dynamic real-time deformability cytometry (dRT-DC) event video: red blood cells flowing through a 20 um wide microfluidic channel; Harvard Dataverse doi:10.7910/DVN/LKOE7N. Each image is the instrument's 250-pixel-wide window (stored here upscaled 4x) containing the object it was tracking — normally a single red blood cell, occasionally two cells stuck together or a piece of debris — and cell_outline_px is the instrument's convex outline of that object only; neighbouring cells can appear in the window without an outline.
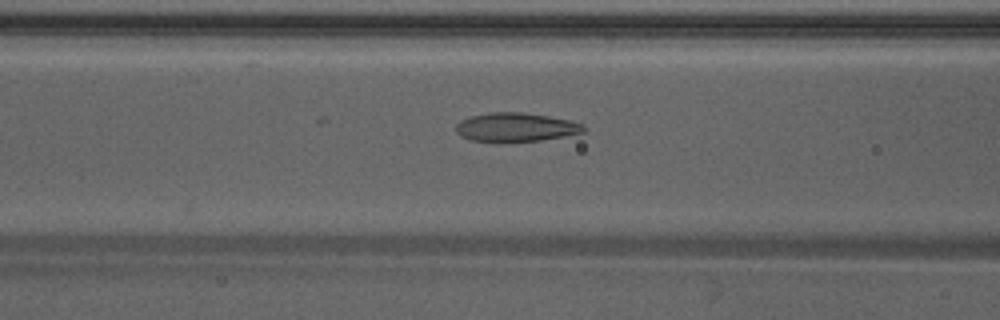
{"species": "Egyptian fruit bat (a non-hibernating species)", "species_latin": "Rousettus aegyptiacus", "temperature_condition": "warm", "stored_images_in_passage": 29, "camera_frame_rate_fps": 3000, "um_per_image_px": 0.085, "animal": {"sex": "male"}, "frame": {"image": 1, "passage_image": 9, "time_ms": 2.667, "image_size_px": [1000, 320], "cell_outline_px": [[584, 132], [564, 136], [540, 140], [472, 140], [460, 136], [456, 132], [456, 124], [460, 120], [472, 116], [492, 112], [520, 112], [548, 116], [572, 120], [584, 124]], "centroid_in_image_um": [43.86, 10.78], "position_along_channel_um": 122.7, "area_um2": 20.92}}
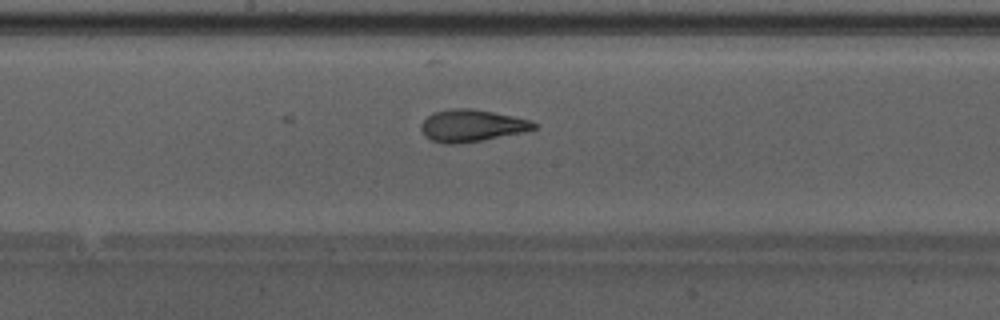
{"frame": {"image": 2, "passage_image": 15, "time_ms": 4.667, "image_size_px": [1000, 320], "cell_outline_px": [[536, 128], [524, 132], [480, 140], [456, 144], [444, 144], [432, 140], [420, 128], [420, 124], [432, 112], [448, 108], [472, 108], [532, 120], [536, 124]], "centroid_in_image_um": [40.09, 10.66], "position_along_channel_um": 208.1, "area_um2": 20.92}}
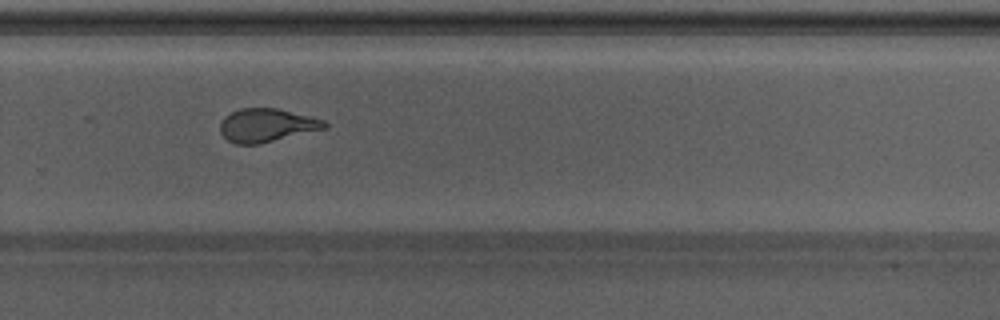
{"frame": {"image": 3, "passage_image": 22, "time_ms": 7.0, "image_size_px": [1000, 320], "cell_outline_px": [[328, 128], [260, 144], [236, 144], [228, 140], [220, 132], [220, 124], [224, 116], [240, 108], [276, 108], [324, 120], [328, 124]], "centroid_in_image_um": [22.67, 10.65], "position_along_channel_um": 307.1, "area_um2": 20.29}}